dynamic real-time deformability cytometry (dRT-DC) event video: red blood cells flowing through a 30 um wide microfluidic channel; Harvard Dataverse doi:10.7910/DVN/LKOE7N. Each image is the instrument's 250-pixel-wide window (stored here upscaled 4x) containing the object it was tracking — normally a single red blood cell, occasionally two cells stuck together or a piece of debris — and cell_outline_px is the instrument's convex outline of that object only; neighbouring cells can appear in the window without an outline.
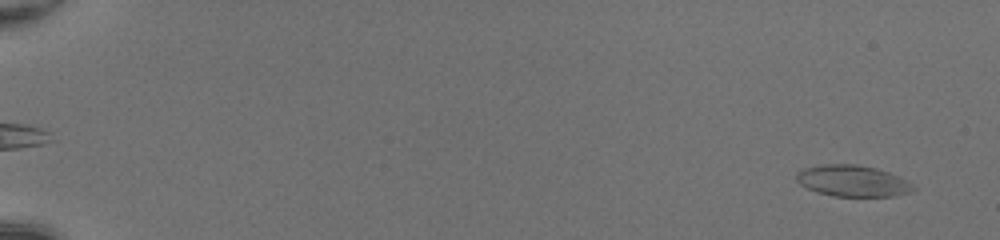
{"species": "common noctule bat (a hibernating species)", "species_latin": "Nyctalus noctula", "temperature_condition": "room temperature", "stored_images_in_passage": 12, "camera_frame_rate_fps": 3000, "um_per_image_px": 0.085, "animal": {"sex": "female", "body_mass_g": 20.0, "forearm_length_mm": 54.0}, "frame": {"image": 1, "passage_image": 3, "time_ms": 0.667, "image_size_px": [1000, 240], "cell_outline_px": [[916, 188], [908, 192], [896, 196], [832, 196], [816, 192], [800, 184], [796, 180], [796, 172], [800, 168], [820, 164], [856, 164], [876, 168], [900, 176]], "centroid_in_image_um": [72.41, 15.36], "position_along_channel_um": 12.6, "area_um2": 21.44}}